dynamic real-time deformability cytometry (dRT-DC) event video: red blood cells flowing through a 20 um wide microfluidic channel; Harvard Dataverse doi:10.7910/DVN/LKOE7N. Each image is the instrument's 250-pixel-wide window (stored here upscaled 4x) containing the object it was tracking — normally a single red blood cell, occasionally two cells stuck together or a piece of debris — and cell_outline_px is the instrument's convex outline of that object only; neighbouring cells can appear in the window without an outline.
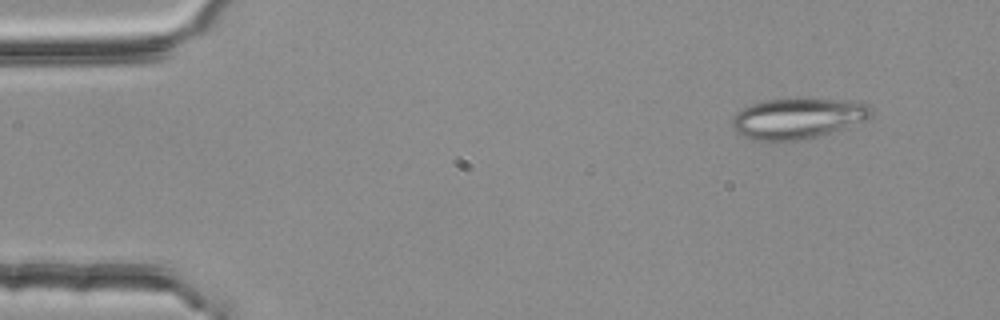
{"species": "common noctule bat (a hibernating species)", "species_latin": "Nyctalus noctula", "temperature_condition": "room temperature", "stored_images_in_passage": 3, "camera_frame_rate_fps": 3000, "um_per_image_px": 0.085, "animal": {"sex": "female", "body_mass_g": 25.1}, "frame": {"image": 1, "passage_image": 3, "time_ms": 0.667, "image_size_px": [1000, 320], "cell_outline_px": [[872, 112], [864, 120], [824, 136], [804, 140], [752, 140], [736, 132], [732, 128], [732, 116], [736, 112], [752, 104], [764, 100], [840, 100], [868, 104], [872, 108]], "centroid_in_image_um": [67.77, 10.09], "position_along_channel_um": 17.2, "area_um2": 32.48}}